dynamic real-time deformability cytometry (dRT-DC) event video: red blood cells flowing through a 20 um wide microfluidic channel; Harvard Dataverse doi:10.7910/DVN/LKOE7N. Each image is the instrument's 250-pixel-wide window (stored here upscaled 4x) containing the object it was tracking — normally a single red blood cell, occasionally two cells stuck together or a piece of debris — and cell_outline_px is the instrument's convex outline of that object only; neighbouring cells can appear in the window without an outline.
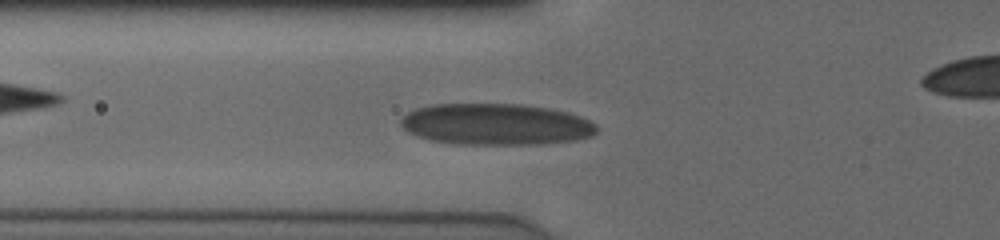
{"species": "human", "species_latin": "Homo sapiens", "temperature_condition": "cold", "stored_images_in_passage": 34, "camera_frame_rate_fps": 3000, "um_per_image_px": 0.085, "donor": {"sex": "male"}, "frame": {"image": 1, "passage_image": 5, "time_ms": 1.333, "image_size_px": [1000, 240], "cell_outline_px": [[596, 132], [592, 136], [576, 140], [548, 144], [456, 144], [432, 140], [416, 136], [408, 132], [400, 124], [400, 120], [408, 112], [416, 108], [432, 104], [524, 104], [548, 108], [568, 112], [580, 116], [596, 124]], "centroid_in_image_um": [42.16, 10.57], "position_along_channel_um": 83.6, "area_um2": 47.51}}
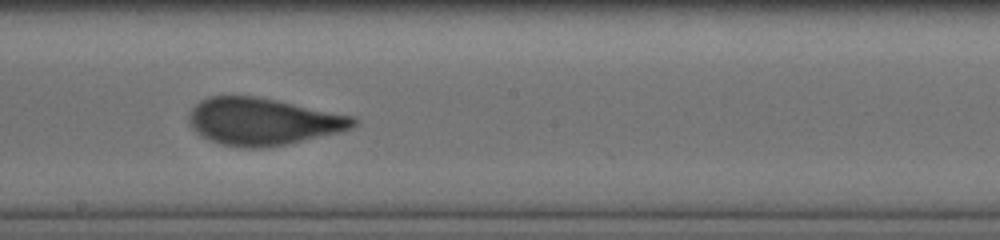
{"frame": {"image": 2, "passage_image": 16, "time_ms": 5.0, "image_size_px": [1000, 240], "cell_outline_px": [[360, 120], [352, 128], [340, 132], [284, 144], [264, 148], [244, 148], [220, 144], [200, 136], [188, 124], [188, 116], [192, 108], [200, 100], [208, 96], [256, 96], [356, 116]], "centroid_in_image_um": [22.34, 10.32], "position_along_channel_um": 225.9, "area_um2": 45.37}}
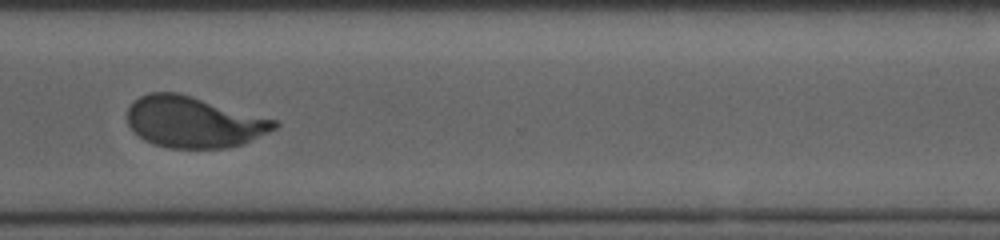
{"frame": {"image": 3, "passage_image": 26, "time_ms": 8.333, "image_size_px": [1000, 240], "cell_outline_px": [[280, 124], [276, 128], [244, 144], [228, 148], [168, 148], [144, 140], [128, 124], [128, 108], [140, 96], [148, 92], [176, 92], [192, 96], [276, 120]], "centroid_in_image_um": [16.48, 10.38], "position_along_channel_um": 354.1, "area_um2": 43.52}}